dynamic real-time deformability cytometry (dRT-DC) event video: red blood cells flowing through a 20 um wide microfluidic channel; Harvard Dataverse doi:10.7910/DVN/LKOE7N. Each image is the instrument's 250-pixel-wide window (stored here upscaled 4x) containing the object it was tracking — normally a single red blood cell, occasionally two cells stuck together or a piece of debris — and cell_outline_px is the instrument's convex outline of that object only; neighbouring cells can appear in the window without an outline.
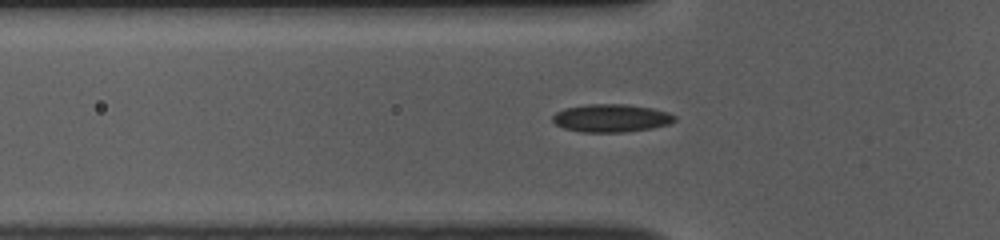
{"species": "common noctule bat (a hibernating species)", "species_latin": "Nyctalus noctula", "temperature_condition": "room temperature", "stored_images_in_passage": 45, "camera_frame_rate_fps": 3000, "um_per_image_px": 0.085, "animal": {"sex": "female", "body_mass_g": 10.0, "forearm_length_mm": 53.1}, "frame": {"image": 1, "passage_image": 16, "time_ms": 5.0, "image_size_px": [1000, 240], "cell_outline_px": [[676, 120], [668, 124], [652, 128], [624, 132], [580, 132], [564, 128], [556, 124], [552, 120], [552, 116], [556, 112], [564, 108], [588, 104], [628, 104], [652, 108], [668, 112], [676, 116]], "centroid_in_image_um": [51.95, 10.03], "position_along_channel_um": 73.9, "area_um2": 19.94}}
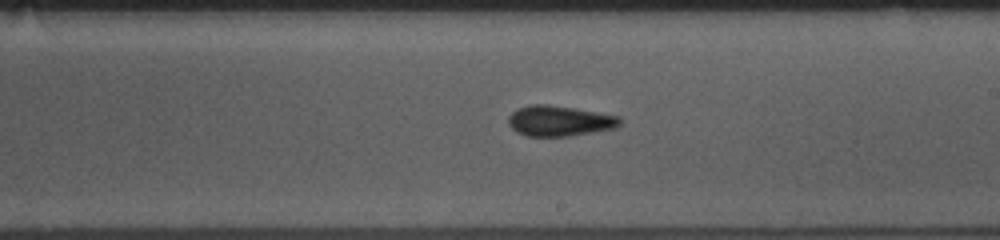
{"frame": {"image": 2, "passage_image": 29, "time_ms": 9.333, "image_size_px": [1000, 240], "cell_outline_px": [[620, 124], [616, 128], [568, 136], [528, 136], [516, 132], [508, 124], [508, 116], [512, 112], [528, 104], [548, 104], [620, 116]], "centroid_in_image_um": [47.52, 10.27], "position_along_channel_um": 241.5, "area_um2": 19.71}}
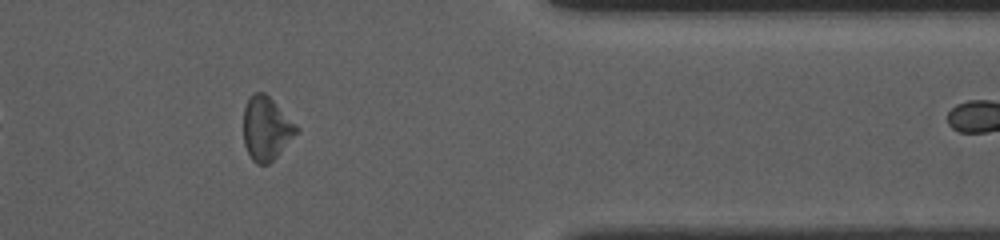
{"frame": {"image": 3, "passage_image": 42, "time_ms": 13.667, "image_size_px": [1000, 240], "cell_outline_px": [[300, 128], [276, 156], [268, 164], [256, 164], [252, 160], [244, 144], [244, 108], [248, 96], [252, 92], [264, 92]], "centroid_in_image_um": [22.6, 10.9], "position_along_channel_um": 388.8, "area_um2": 19.31}, "authors_computed_cell_mechanics": {"area_um2": 19.5942, "velocity_mm_per_s": 3.8479, "shape_relaxation_time_tau1_ms": 4.2315, "shape_relaxation_time_tau2_ms": 6.5576, "deformation_change_tau1": 0.0663, "deformation_change_tau2": 0.1624}}